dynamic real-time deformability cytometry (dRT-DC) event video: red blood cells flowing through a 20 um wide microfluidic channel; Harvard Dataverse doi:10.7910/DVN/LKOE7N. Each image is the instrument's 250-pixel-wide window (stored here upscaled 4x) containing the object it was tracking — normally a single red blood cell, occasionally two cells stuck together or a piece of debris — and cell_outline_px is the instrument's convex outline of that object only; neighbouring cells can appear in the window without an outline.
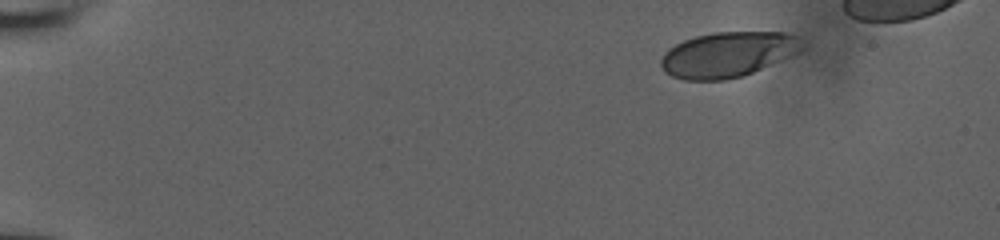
{"species": "human", "species_latin": "Homo sapiens", "temperature_condition": "room temperature", "stored_images_in_passage": 6, "segment_of_instrument_passage": [1, 2], "camera_frame_rate_fps": 3000, "um_per_image_px": 0.085, "donor": {"sex": "male"}, "frame": {"image": 1, "passage_image": 1, "time_ms": 0.0, "image_size_px": [1000, 240], "cell_outline_px": [[804, 48], [796, 52], [744, 76], [724, 80], [684, 80], [672, 76], [664, 72], [660, 64], [660, 60], [664, 52], [668, 48], [684, 40], [696, 36], [716, 32], [784, 32], [796, 36]], "centroid_in_image_um": [61.79, 4.64], "position_along_channel_um": 23.2, "area_um2": 36.88}}
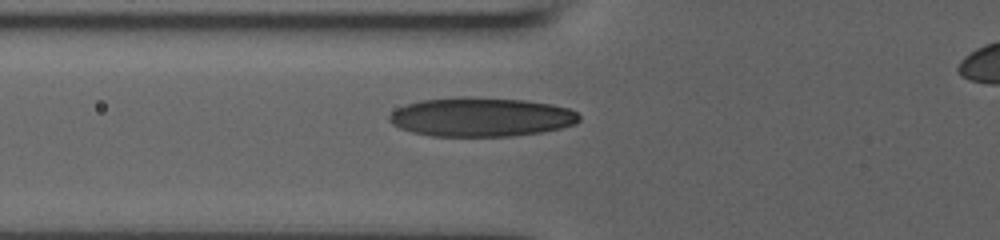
{"frame": {"image": 2, "passage_image": 5, "time_ms": 5.0, "image_size_px": [1000, 240], "cell_outline_px": [[580, 120], [576, 124], [560, 128], [540, 132], [512, 136], [432, 136], [412, 132], [400, 128], [392, 124], [388, 120], [388, 116], [396, 108], [420, 100], [464, 96], [524, 100], [552, 104], [568, 108], [576, 112], [580, 116]], "centroid_in_image_um": [40.88, 9.94], "position_along_channel_um": 84.9, "area_um2": 43.35}}